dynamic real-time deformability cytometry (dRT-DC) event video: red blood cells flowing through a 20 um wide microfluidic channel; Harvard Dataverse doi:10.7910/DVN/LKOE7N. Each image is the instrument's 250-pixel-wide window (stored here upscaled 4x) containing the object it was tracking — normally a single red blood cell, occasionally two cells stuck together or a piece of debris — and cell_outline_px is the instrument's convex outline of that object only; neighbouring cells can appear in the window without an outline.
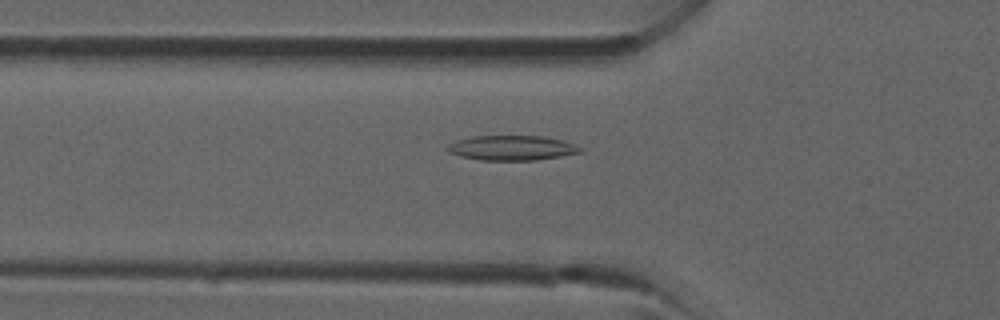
{"species": "common noctule bat (a hibernating species)", "species_latin": "Nyctalus noctula", "temperature_condition": "room temperature", "stored_images_in_passage": 38, "camera_frame_rate_fps": 3000, "um_per_image_px": 0.085, "animal": {"sex": "male", "forearm_length_mm": 52.5}, "frame": {"image": 1, "passage_image": 13, "time_ms": 4.0, "image_size_px": [1000, 320], "cell_outline_px": [[584, 152], [536, 160], [480, 160], [460, 156], [448, 152], [448, 144], [456, 140], [472, 136], [540, 136], [564, 140], [576, 144], [584, 148]], "centroid_in_image_um": [43.55, 12.57], "position_along_channel_um": 82.2, "area_um2": 19.36}}
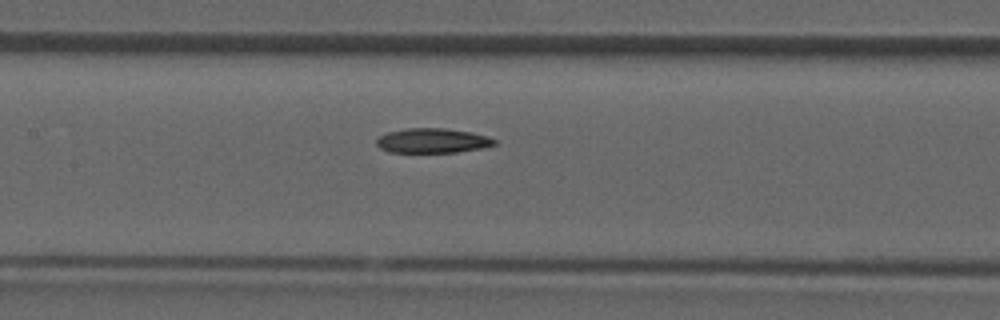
{"frame": {"image": 2, "passage_image": 18, "time_ms": 5.667, "image_size_px": [1000, 320], "cell_outline_px": [[496, 144], [480, 148], [456, 152], [388, 152], [380, 148], [376, 144], [376, 140], [380, 136], [388, 132], [408, 128], [444, 128], [472, 132], [488, 136], [496, 140]], "centroid_in_image_um": [36.76, 11.95], "position_along_channel_um": 170.6, "area_um2": 16.88}}
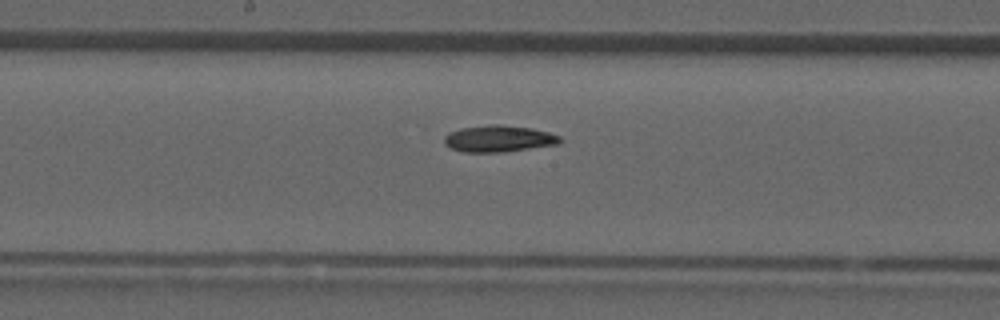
{"frame": {"image": 3, "passage_image": 20, "time_ms": 6.333, "image_size_px": [1000, 320], "cell_outline_px": [[564, 140], [556, 144], [500, 152], [464, 152], [448, 148], [444, 144], [444, 136], [460, 128], [496, 124], [532, 128], [548, 132], [560, 136]], "centroid_in_image_um": [42.36, 11.79], "position_along_channel_um": 205.8, "area_um2": 17.74}}